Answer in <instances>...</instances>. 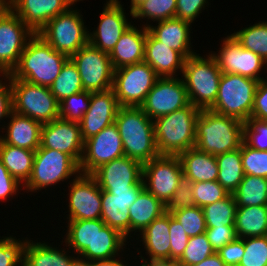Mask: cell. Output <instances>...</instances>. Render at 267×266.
<instances>
[{
  "label": "cell",
  "instance_id": "9a60e30c",
  "mask_svg": "<svg viewBox=\"0 0 267 266\" xmlns=\"http://www.w3.org/2000/svg\"><path fill=\"white\" fill-rule=\"evenodd\" d=\"M35 33L8 8L0 17V74H11Z\"/></svg>",
  "mask_w": 267,
  "mask_h": 266
},
{
  "label": "cell",
  "instance_id": "d590c367",
  "mask_svg": "<svg viewBox=\"0 0 267 266\" xmlns=\"http://www.w3.org/2000/svg\"><path fill=\"white\" fill-rule=\"evenodd\" d=\"M216 161L219 169L217 181L233 193L245 175L240 148L216 155Z\"/></svg>",
  "mask_w": 267,
  "mask_h": 266
},
{
  "label": "cell",
  "instance_id": "1f68e13d",
  "mask_svg": "<svg viewBox=\"0 0 267 266\" xmlns=\"http://www.w3.org/2000/svg\"><path fill=\"white\" fill-rule=\"evenodd\" d=\"M178 157L183 174L193 182L217 181L219 169L216 156L194 147L180 153Z\"/></svg>",
  "mask_w": 267,
  "mask_h": 266
},
{
  "label": "cell",
  "instance_id": "be15d7a7",
  "mask_svg": "<svg viewBox=\"0 0 267 266\" xmlns=\"http://www.w3.org/2000/svg\"><path fill=\"white\" fill-rule=\"evenodd\" d=\"M71 266H92L91 262L85 259H82L80 257H77L73 262Z\"/></svg>",
  "mask_w": 267,
  "mask_h": 266
},
{
  "label": "cell",
  "instance_id": "db71d44e",
  "mask_svg": "<svg viewBox=\"0 0 267 266\" xmlns=\"http://www.w3.org/2000/svg\"><path fill=\"white\" fill-rule=\"evenodd\" d=\"M205 234L215 252L237 238L235 226L206 228Z\"/></svg>",
  "mask_w": 267,
  "mask_h": 266
},
{
  "label": "cell",
  "instance_id": "836d02e7",
  "mask_svg": "<svg viewBox=\"0 0 267 266\" xmlns=\"http://www.w3.org/2000/svg\"><path fill=\"white\" fill-rule=\"evenodd\" d=\"M35 151L5 144L0 140V160L8 172L23 186L32 174Z\"/></svg>",
  "mask_w": 267,
  "mask_h": 266
},
{
  "label": "cell",
  "instance_id": "bcb514c9",
  "mask_svg": "<svg viewBox=\"0 0 267 266\" xmlns=\"http://www.w3.org/2000/svg\"><path fill=\"white\" fill-rule=\"evenodd\" d=\"M240 150L244 174L267 178V151L251 148L244 141Z\"/></svg>",
  "mask_w": 267,
  "mask_h": 266
},
{
  "label": "cell",
  "instance_id": "cb8c5ba5",
  "mask_svg": "<svg viewBox=\"0 0 267 266\" xmlns=\"http://www.w3.org/2000/svg\"><path fill=\"white\" fill-rule=\"evenodd\" d=\"M170 212L163 213L160 217L153 220L138 236H135L140 246L145 250L143 256L139 249L135 247L140 255L141 261L144 260H170ZM140 238V239H139ZM142 242V244H141ZM148 257V258H147Z\"/></svg>",
  "mask_w": 267,
  "mask_h": 266
},
{
  "label": "cell",
  "instance_id": "680465c9",
  "mask_svg": "<svg viewBox=\"0 0 267 266\" xmlns=\"http://www.w3.org/2000/svg\"><path fill=\"white\" fill-rule=\"evenodd\" d=\"M250 118L267 121V79L258 83Z\"/></svg>",
  "mask_w": 267,
  "mask_h": 266
},
{
  "label": "cell",
  "instance_id": "8d00e7d4",
  "mask_svg": "<svg viewBox=\"0 0 267 266\" xmlns=\"http://www.w3.org/2000/svg\"><path fill=\"white\" fill-rule=\"evenodd\" d=\"M232 194L237 207L267 206V178L244 175Z\"/></svg>",
  "mask_w": 267,
  "mask_h": 266
},
{
  "label": "cell",
  "instance_id": "8fae6325",
  "mask_svg": "<svg viewBox=\"0 0 267 266\" xmlns=\"http://www.w3.org/2000/svg\"><path fill=\"white\" fill-rule=\"evenodd\" d=\"M229 34L220 41L222 44L219 50L209 51L221 72L242 75L258 81L267 79V63L258 54L244 49L235 37ZM262 74L266 77L261 76Z\"/></svg>",
  "mask_w": 267,
  "mask_h": 266
},
{
  "label": "cell",
  "instance_id": "ba28073f",
  "mask_svg": "<svg viewBox=\"0 0 267 266\" xmlns=\"http://www.w3.org/2000/svg\"><path fill=\"white\" fill-rule=\"evenodd\" d=\"M259 82L242 75L222 73L216 101L209 110L247 122Z\"/></svg>",
  "mask_w": 267,
  "mask_h": 266
},
{
  "label": "cell",
  "instance_id": "9c48e42d",
  "mask_svg": "<svg viewBox=\"0 0 267 266\" xmlns=\"http://www.w3.org/2000/svg\"><path fill=\"white\" fill-rule=\"evenodd\" d=\"M13 111L39 121L49 123L59 118V102L49 87L25 80H10Z\"/></svg>",
  "mask_w": 267,
  "mask_h": 266
},
{
  "label": "cell",
  "instance_id": "e575fe53",
  "mask_svg": "<svg viewBox=\"0 0 267 266\" xmlns=\"http://www.w3.org/2000/svg\"><path fill=\"white\" fill-rule=\"evenodd\" d=\"M235 230L238 238L267 235V206L237 207Z\"/></svg>",
  "mask_w": 267,
  "mask_h": 266
},
{
  "label": "cell",
  "instance_id": "e0dca14e",
  "mask_svg": "<svg viewBox=\"0 0 267 266\" xmlns=\"http://www.w3.org/2000/svg\"><path fill=\"white\" fill-rule=\"evenodd\" d=\"M125 156L122 138L115 123L84 141L79 163L81 174H91L100 165Z\"/></svg>",
  "mask_w": 267,
  "mask_h": 266
},
{
  "label": "cell",
  "instance_id": "5b68a950",
  "mask_svg": "<svg viewBox=\"0 0 267 266\" xmlns=\"http://www.w3.org/2000/svg\"><path fill=\"white\" fill-rule=\"evenodd\" d=\"M205 55L196 53L187 58L181 75L189 102L200 110H209L214 105L222 75L210 52Z\"/></svg>",
  "mask_w": 267,
  "mask_h": 266
},
{
  "label": "cell",
  "instance_id": "2e32d148",
  "mask_svg": "<svg viewBox=\"0 0 267 266\" xmlns=\"http://www.w3.org/2000/svg\"><path fill=\"white\" fill-rule=\"evenodd\" d=\"M190 104L181 77L158 78L140 108L152 120Z\"/></svg>",
  "mask_w": 267,
  "mask_h": 266
},
{
  "label": "cell",
  "instance_id": "44dd1931",
  "mask_svg": "<svg viewBox=\"0 0 267 266\" xmlns=\"http://www.w3.org/2000/svg\"><path fill=\"white\" fill-rule=\"evenodd\" d=\"M144 189L143 181L134 185L129 191L102 190L101 220L109 227L116 229L128 240L130 239L129 207L135 202Z\"/></svg>",
  "mask_w": 267,
  "mask_h": 266
},
{
  "label": "cell",
  "instance_id": "ac0fdd59",
  "mask_svg": "<svg viewBox=\"0 0 267 266\" xmlns=\"http://www.w3.org/2000/svg\"><path fill=\"white\" fill-rule=\"evenodd\" d=\"M123 6L124 4L120 0H106L97 27L93 31L89 29L90 45L104 52H111L133 22L128 20L129 13L126 14Z\"/></svg>",
  "mask_w": 267,
  "mask_h": 266
},
{
  "label": "cell",
  "instance_id": "603a6c76",
  "mask_svg": "<svg viewBox=\"0 0 267 266\" xmlns=\"http://www.w3.org/2000/svg\"><path fill=\"white\" fill-rule=\"evenodd\" d=\"M77 0H9V8L34 32L65 12Z\"/></svg>",
  "mask_w": 267,
  "mask_h": 266
},
{
  "label": "cell",
  "instance_id": "b9f144b4",
  "mask_svg": "<svg viewBox=\"0 0 267 266\" xmlns=\"http://www.w3.org/2000/svg\"><path fill=\"white\" fill-rule=\"evenodd\" d=\"M214 253L211 243L203 233L189 238L182 256L176 262L182 266L196 265Z\"/></svg>",
  "mask_w": 267,
  "mask_h": 266
},
{
  "label": "cell",
  "instance_id": "ffe728a7",
  "mask_svg": "<svg viewBox=\"0 0 267 266\" xmlns=\"http://www.w3.org/2000/svg\"><path fill=\"white\" fill-rule=\"evenodd\" d=\"M41 146L68 154L79 164L84 148L79 122L58 118L44 123L41 129Z\"/></svg>",
  "mask_w": 267,
  "mask_h": 266
},
{
  "label": "cell",
  "instance_id": "f1b7e54d",
  "mask_svg": "<svg viewBox=\"0 0 267 266\" xmlns=\"http://www.w3.org/2000/svg\"><path fill=\"white\" fill-rule=\"evenodd\" d=\"M57 243L31 240L28 238L25 250L23 266H71L78 257L65 245L61 248ZM70 253V254H69Z\"/></svg>",
  "mask_w": 267,
  "mask_h": 266
},
{
  "label": "cell",
  "instance_id": "83f0119b",
  "mask_svg": "<svg viewBox=\"0 0 267 266\" xmlns=\"http://www.w3.org/2000/svg\"><path fill=\"white\" fill-rule=\"evenodd\" d=\"M146 37V27L132 24L109 53L113 69L144 61Z\"/></svg>",
  "mask_w": 267,
  "mask_h": 266
},
{
  "label": "cell",
  "instance_id": "7bdbcfd3",
  "mask_svg": "<svg viewBox=\"0 0 267 266\" xmlns=\"http://www.w3.org/2000/svg\"><path fill=\"white\" fill-rule=\"evenodd\" d=\"M28 237L0 236V266H23Z\"/></svg>",
  "mask_w": 267,
  "mask_h": 266
},
{
  "label": "cell",
  "instance_id": "d4e9b609",
  "mask_svg": "<svg viewBox=\"0 0 267 266\" xmlns=\"http://www.w3.org/2000/svg\"><path fill=\"white\" fill-rule=\"evenodd\" d=\"M7 119L1 130L5 134H0L2 142L32 151L40 147L42 123L14 111Z\"/></svg>",
  "mask_w": 267,
  "mask_h": 266
},
{
  "label": "cell",
  "instance_id": "f546056e",
  "mask_svg": "<svg viewBox=\"0 0 267 266\" xmlns=\"http://www.w3.org/2000/svg\"><path fill=\"white\" fill-rule=\"evenodd\" d=\"M129 211L131 239L129 242H136L134 235H137V232L140 234L153 220L166 212L165 205L145 188L129 207Z\"/></svg>",
  "mask_w": 267,
  "mask_h": 266
},
{
  "label": "cell",
  "instance_id": "ab89813d",
  "mask_svg": "<svg viewBox=\"0 0 267 266\" xmlns=\"http://www.w3.org/2000/svg\"><path fill=\"white\" fill-rule=\"evenodd\" d=\"M202 210L207 228L234 226L237 204L232 193Z\"/></svg>",
  "mask_w": 267,
  "mask_h": 266
},
{
  "label": "cell",
  "instance_id": "7c38bea8",
  "mask_svg": "<svg viewBox=\"0 0 267 266\" xmlns=\"http://www.w3.org/2000/svg\"><path fill=\"white\" fill-rule=\"evenodd\" d=\"M70 59L78 69L84 91L92 93L112 89L114 69L109 53L88 43Z\"/></svg>",
  "mask_w": 267,
  "mask_h": 266
},
{
  "label": "cell",
  "instance_id": "8992f818",
  "mask_svg": "<svg viewBox=\"0 0 267 266\" xmlns=\"http://www.w3.org/2000/svg\"><path fill=\"white\" fill-rule=\"evenodd\" d=\"M79 174V164L70 155L40 145L35 151L32 174L23 186V192L26 190V193L32 192L30 195H33L42 189L55 188L63 181L69 183Z\"/></svg>",
  "mask_w": 267,
  "mask_h": 266
},
{
  "label": "cell",
  "instance_id": "91938a15",
  "mask_svg": "<svg viewBox=\"0 0 267 266\" xmlns=\"http://www.w3.org/2000/svg\"><path fill=\"white\" fill-rule=\"evenodd\" d=\"M124 253L125 252L121 253V256L119 255V256H116V257H113V258H109V259H102V260L92 261L91 265L92 266H131V265H128L126 263V260L123 259L122 256H125Z\"/></svg>",
  "mask_w": 267,
  "mask_h": 266
},
{
  "label": "cell",
  "instance_id": "f5cc1de1",
  "mask_svg": "<svg viewBox=\"0 0 267 266\" xmlns=\"http://www.w3.org/2000/svg\"><path fill=\"white\" fill-rule=\"evenodd\" d=\"M209 1L210 0H177L175 17L193 25L196 18L200 17L199 14L210 5Z\"/></svg>",
  "mask_w": 267,
  "mask_h": 266
},
{
  "label": "cell",
  "instance_id": "d6986e66",
  "mask_svg": "<svg viewBox=\"0 0 267 266\" xmlns=\"http://www.w3.org/2000/svg\"><path fill=\"white\" fill-rule=\"evenodd\" d=\"M142 169L141 162L123 156L100 165L90 175L101 190L129 191L142 182Z\"/></svg>",
  "mask_w": 267,
  "mask_h": 266
},
{
  "label": "cell",
  "instance_id": "94428289",
  "mask_svg": "<svg viewBox=\"0 0 267 266\" xmlns=\"http://www.w3.org/2000/svg\"><path fill=\"white\" fill-rule=\"evenodd\" d=\"M191 266H226V264L219 257V255L215 252L213 255L204 259L202 262L196 265H191Z\"/></svg>",
  "mask_w": 267,
  "mask_h": 266
},
{
  "label": "cell",
  "instance_id": "816d5d0a",
  "mask_svg": "<svg viewBox=\"0 0 267 266\" xmlns=\"http://www.w3.org/2000/svg\"><path fill=\"white\" fill-rule=\"evenodd\" d=\"M182 227L170 213V260L177 261L182 256L190 238Z\"/></svg>",
  "mask_w": 267,
  "mask_h": 266
},
{
  "label": "cell",
  "instance_id": "4fadbf2b",
  "mask_svg": "<svg viewBox=\"0 0 267 266\" xmlns=\"http://www.w3.org/2000/svg\"><path fill=\"white\" fill-rule=\"evenodd\" d=\"M182 174L178 156L159 155L143 164L142 181L144 188L166 205L175 193Z\"/></svg>",
  "mask_w": 267,
  "mask_h": 266
},
{
  "label": "cell",
  "instance_id": "277c9868",
  "mask_svg": "<svg viewBox=\"0 0 267 266\" xmlns=\"http://www.w3.org/2000/svg\"><path fill=\"white\" fill-rule=\"evenodd\" d=\"M200 111L190 103L153 120L159 155L178 156L195 147L196 120Z\"/></svg>",
  "mask_w": 267,
  "mask_h": 266
},
{
  "label": "cell",
  "instance_id": "4dcf8cb0",
  "mask_svg": "<svg viewBox=\"0 0 267 266\" xmlns=\"http://www.w3.org/2000/svg\"><path fill=\"white\" fill-rule=\"evenodd\" d=\"M128 239L116 229L104 226H95L94 251H83L78 257L90 262L109 259L124 252ZM125 248V249H124Z\"/></svg>",
  "mask_w": 267,
  "mask_h": 266
},
{
  "label": "cell",
  "instance_id": "03108f58",
  "mask_svg": "<svg viewBox=\"0 0 267 266\" xmlns=\"http://www.w3.org/2000/svg\"><path fill=\"white\" fill-rule=\"evenodd\" d=\"M144 0H130V11H132L138 4H140L141 2H143Z\"/></svg>",
  "mask_w": 267,
  "mask_h": 266
},
{
  "label": "cell",
  "instance_id": "7402d4cb",
  "mask_svg": "<svg viewBox=\"0 0 267 266\" xmlns=\"http://www.w3.org/2000/svg\"><path fill=\"white\" fill-rule=\"evenodd\" d=\"M119 107L112 89L92 92L89 108L79 121L82 139L85 141L113 124Z\"/></svg>",
  "mask_w": 267,
  "mask_h": 266
},
{
  "label": "cell",
  "instance_id": "484cf974",
  "mask_svg": "<svg viewBox=\"0 0 267 266\" xmlns=\"http://www.w3.org/2000/svg\"><path fill=\"white\" fill-rule=\"evenodd\" d=\"M186 58L174 49L162 44L147 29L145 57L159 78L181 76Z\"/></svg>",
  "mask_w": 267,
  "mask_h": 266
},
{
  "label": "cell",
  "instance_id": "ee69618b",
  "mask_svg": "<svg viewBox=\"0 0 267 266\" xmlns=\"http://www.w3.org/2000/svg\"><path fill=\"white\" fill-rule=\"evenodd\" d=\"M91 92L82 91L59 102V118L79 122L90 105Z\"/></svg>",
  "mask_w": 267,
  "mask_h": 266
},
{
  "label": "cell",
  "instance_id": "74e56055",
  "mask_svg": "<svg viewBox=\"0 0 267 266\" xmlns=\"http://www.w3.org/2000/svg\"><path fill=\"white\" fill-rule=\"evenodd\" d=\"M177 0H144L138 4L132 11L129 10L130 16L143 22V27L151 25V21L159 22L174 18L176 14ZM146 23H144V21ZM149 21V22H148Z\"/></svg>",
  "mask_w": 267,
  "mask_h": 266
},
{
  "label": "cell",
  "instance_id": "f6af8a7d",
  "mask_svg": "<svg viewBox=\"0 0 267 266\" xmlns=\"http://www.w3.org/2000/svg\"><path fill=\"white\" fill-rule=\"evenodd\" d=\"M170 213L183 226V230H185L189 237L205 233L207 227L201 207L193 206Z\"/></svg>",
  "mask_w": 267,
  "mask_h": 266
},
{
  "label": "cell",
  "instance_id": "30bf717a",
  "mask_svg": "<svg viewBox=\"0 0 267 266\" xmlns=\"http://www.w3.org/2000/svg\"><path fill=\"white\" fill-rule=\"evenodd\" d=\"M158 78L145 61L114 70L112 90L119 106L140 107Z\"/></svg>",
  "mask_w": 267,
  "mask_h": 266
},
{
  "label": "cell",
  "instance_id": "f35d334b",
  "mask_svg": "<svg viewBox=\"0 0 267 266\" xmlns=\"http://www.w3.org/2000/svg\"><path fill=\"white\" fill-rule=\"evenodd\" d=\"M248 26L232 35L244 49L258 54L267 63V21H259Z\"/></svg>",
  "mask_w": 267,
  "mask_h": 266
},
{
  "label": "cell",
  "instance_id": "11a10c76",
  "mask_svg": "<svg viewBox=\"0 0 267 266\" xmlns=\"http://www.w3.org/2000/svg\"><path fill=\"white\" fill-rule=\"evenodd\" d=\"M19 190L23 191V185L8 172L0 160V201L9 202L11 199L13 200L15 196L21 194Z\"/></svg>",
  "mask_w": 267,
  "mask_h": 266
},
{
  "label": "cell",
  "instance_id": "7a4b0ae2",
  "mask_svg": "<svg viewBox=\"0 0 267 266\" xmlns=\"http://www.w3.org/2000/svg\"><path fill=\"white\" fill-rule=\"evenodd\" d=\"M114 123L122 138L125 156L142 164L159 156L154 122L140 107L120 106Z\"/></svg>",
  "mask_w": 267,
  "mask_h": 266
},
{
  "label": "cell",
  "instance_id": "7dc6e473",
  "mask_svg": "<svg viewBox=\"0 0 267 266\" xmlns=\"http://www.w3.org/2000/svg\"><path fill=\"white\" fill-rule=\"evenodd\" d=\"M192 192L195 206L201 208L230 194L218 181L193 182Z\"/></svg>",
  "mask_w": 267,
  "mask_h": 266
},
{
  "label": "cell",
  "instance_id": "3957f363",
  "mask_svg": "<svg viewBox=\"0 0 267 266\" xmlns=\"http://www.w3.org/2000/svg\"><path fill=\"white\" fill-rule=\"evenodd\" d=\"M244 122L211 110H201L196 120L195 147L211 155L240 148Z\"/></svg>",
  "mask_w": 267,
  "mask_h": 266
},
{
  "label": "cell",
  "instance_id": "d6a6232c",
  "mask_svg": "<svg viewBox=\"0 0 267 266\" xmlns=\"http://www.w3.org/2000/svg\"><path fill=\"white\" fill-rule=\"evenodd\" d=\"M64 242L72 252L79 256L83 251H94L95 226H104L101 219L95 220H66Z\"/></svg>",
  "mask_w": 267,
  "mask_h": 266
},
{
  "label": "cell",
  "instance_id": "6f0895ef",
  "mask_svg": "<svg viewBox=\"0 0 267 266\" xmlns=\"http://www.w3.org/2000/svg\"><path fill=\"white\" fill-rule=\"evenodd\" d=\"M226 266H238L244 254V238H236L216 252Z\"/></svg>",
  "mask_w": 267,
  "mask_h": 266
},
{
  "label": "cell",
  "instance_id": "c3c4849f",
  "mask_svg": "<svg viewBox=\"0 0 267 266\" xmlns=\"http://www.w3.org/2000/svg\"><path fill=\"white\" fill-rule=\"evenodd\" d=\"M238 266H267V235L244 238V254Z\"/></svg>",
  "mask_w": 267,
  "mask_h": 266
},
{
  "label": "cell",
  "instance_id": "4316f807",
  "mask_svg": "<svg viewBox=\"0 0 267 266\" xmlns=\"http://www.w3.org/2000/svg\"><path fill=\"white\" fill-rule=\"evenodd\" d=\"M156 23L147 29L158 41L176 50L186 59L196 54L191 43V33H193L191 23L176 17Z\"/></svg>",
  "mask_w": 267,
  "mask_h": 266
},
{
  "label": "cell",
  "instance_id": "6125c7cd",
  "mask_svg": "<svg viewBox=\"0 0 267 266\" xmlns=\"http://www.w3.org/2000/svg\"><path fill=\"white\" fill-rule=\"evenodd\" d=\"M139 266H182L174 260H144Z\"/></svg>",
  "mask_w": 267,
  "mask_h": 266
},
{
  "label": "cell",
  "instance_id": "5bb4252c",
  "mask_svg": "<svg viewBox=\"0 0 267 266\" xmlns=\"http://www.w3.org/2000/svg\"><path fill=\"white\" fill-rule=\"evenodd\" d=\"M70 184V186L68 185ZM67 184V220H95L101 218L102 190L90 174H79ZM68 195V196H67Z\"/></svg>",
  "mask_w": 267,
  "mask_h": 266
},
{
  "label": "cell",
  "instance_id": "60d3db41",
  "mask_svg": "<svg viewBox=\"0 0 267 266\" xmlns=\"http://www.w3.org/2000/svg\"><path fill=\"white\" fill-rule=\"evenodd\" d=\"M49 88L58 102L84 91L78 69L70 58L65 62L59 76Z\"/></svg>",
  "mask_w": 267,
  "mask_h": 266
},
{
  "label": "cell",
  "instance_id": "52a82bcc",
  "mask_svg": "<svg viewBox=\"0 0 267 266\" xmlns=\"http://www.w3.org/2000/svg\"><path fill=\"white\" fill-rule=\"evenodd\" d=\"M83 2L77 0L65 12L51 19L37 34L55 51L69 58L80 48L89 43V27L75 5ZM75 7V8H74Z\"/></svg>",
  "mask_w": 267,
  "mask_h": 266
},
{
  "label": "cell",
  "instance_id": "9f6ffc18",
  "mask_svg": "<svg viewBox=\"0 0 267 266\" xmlns=\"http://www.w3.org/2000/svg\"><path fill=\"white\" fill-rule=\"evenodd\" d=\"M12 111L13 104L10 74H0V130L5 126L6 122L4 119L8 118Z\"/></svg>",
  "mask_w": 267,
  "mask_h": 266
},
{
  "label": "cell",
  "instance_id": "e7e4bbea",
  "mask_svg": "<svg viewBox=\"0 0 267 266\" xmlns=\"http://www.w3.org/2000/svg\"><path fill=\"white\" fill-rule=\"evenodd\" d=\"M9 8V0H0V17Z\"/></svg>",
  "mask_w": 267,
  "mask_h": 266
},
{
  "label": "cell",
  "instance_id": "6da1fadb",
  "mask_svg": "<svg viewBox=\"0 0 267 266\" xmlns=\"http://www.w3.org/2000/svg\"><path fill=\"white\" fill-rule=\"evenodd\" d=\"M68 59V56L55 51L35 33L26 43L17 66L10 74V80H25L50 87Z\"/></svg>",
  "mask_w": 267,
  "mask_h": 266
},
{
  "label": "cell",
  "instance_id": "f907efd6",
  "mask_svg": "<svg viewBox=\"0 0 267 266\" xmlns=\"http://www.w3.org/2000/svg\"><path fill=\"white\" fill-rule=\"evenodd\" d=\"M192 185L193 181L186 175L182 174L179 178V185L175 193L165 205V211L172 212L195 206Z\"/></svg>",
  "mask_w": 267,
  "mask_h": 266
},
{
  "label": "cell",
  "instance_id": "681fc988",
  "mask_svg": "<svg viewBox=\"0 0 267 266\" xmlns=\"http://www.w3.org/2000/svg\"><path fill=\"white\" fill-rule=\"evenodd\" d=\"M251 148L267 151V121L249 118L244 123V140Z\"/></svg>",
  "mask_w": 267,
  "mask_h": 266
}]
</instances>
